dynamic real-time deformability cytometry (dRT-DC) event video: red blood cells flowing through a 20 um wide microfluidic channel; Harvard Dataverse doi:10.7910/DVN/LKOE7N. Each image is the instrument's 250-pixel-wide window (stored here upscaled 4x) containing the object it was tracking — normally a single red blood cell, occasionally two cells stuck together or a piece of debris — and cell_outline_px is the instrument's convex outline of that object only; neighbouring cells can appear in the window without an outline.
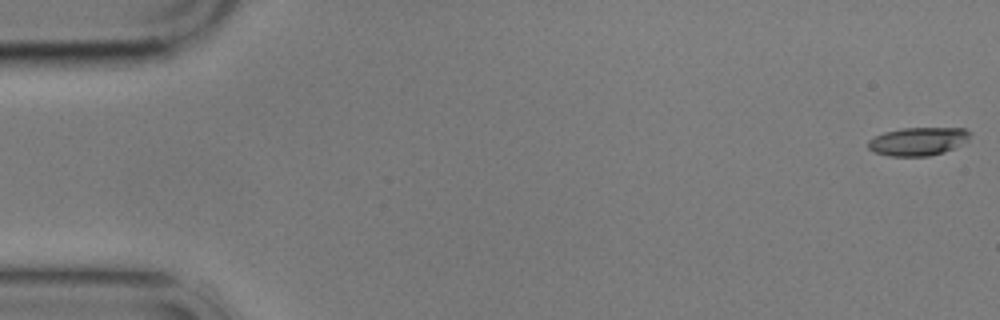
{"species": "common noctule bat (a hibernating species)", "species_latin": "Nyctalus noctula", "temperature_condition": "cold", "stored_images_in_passage": 15, "camera_frame_rate_fps": 3000, "um_per_image_px": 0.085, "animal": {"sex": "male", "body_mass_g": 17.9}, "frame": {"image": 1, "passage_image": 1, "time_ms": 0.0, "image_size_px": [1000, 320], "cell_outline_px": [[972, 132], [968, 140], [944, 152], [928, 156], [888, 156], [872, 152], [868, 148], [868, 140], [884, 132], [904, 128], [964, 128]], "centroid_in_image_um": [78.01, 12.02], "position_along_channel_um": 7.0, "area_um2": 16.76}}
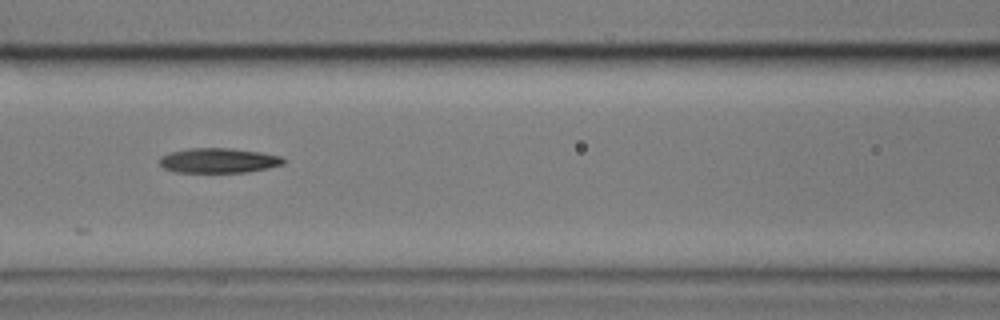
{"frame": {"image": 2, "passage_image": 7, "time_ms": 8.0, "image_size_px": [1000, 320], "cell_outline_px": [[284, 164], [268, 168], [248, 172], [172, 172], [164, 168], [160, 164], [160, 156], [172, 152], [188, 148], [228, 148], [260, 152], [280, 156], [284, 160]], "centroid_in_image_um": [18.56, 13.65], "position_along_channel_um": 148.0, "area_um2": 17.86}}
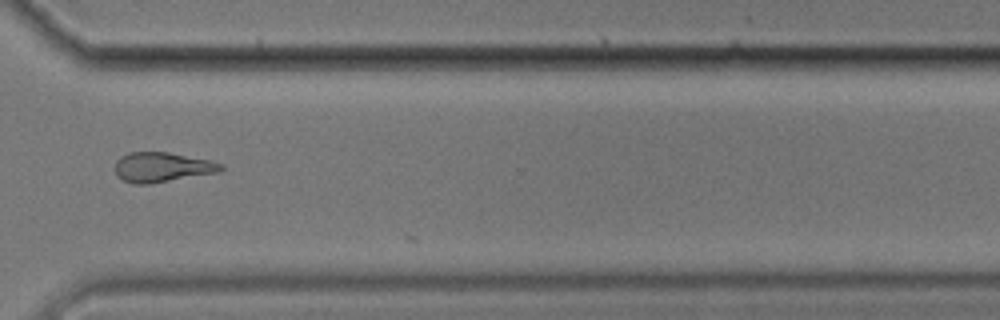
{"frame": {"image": 3, "passage_image": 12, "time_ms": 14.0, "image_size_px": [1000, 320], "cell_outline_px": [[224, 168], [216, 172], [148, 184], [132, 184], [120, 180], [116, 176], [116, 160], [120, 156], [128, 152], [168, 152], [212, 160], [224, 164]], "centroid_in_image_um": [13.74, 14.2], "position_along_channel_um": 356.9, "area_um2": 18.44}}